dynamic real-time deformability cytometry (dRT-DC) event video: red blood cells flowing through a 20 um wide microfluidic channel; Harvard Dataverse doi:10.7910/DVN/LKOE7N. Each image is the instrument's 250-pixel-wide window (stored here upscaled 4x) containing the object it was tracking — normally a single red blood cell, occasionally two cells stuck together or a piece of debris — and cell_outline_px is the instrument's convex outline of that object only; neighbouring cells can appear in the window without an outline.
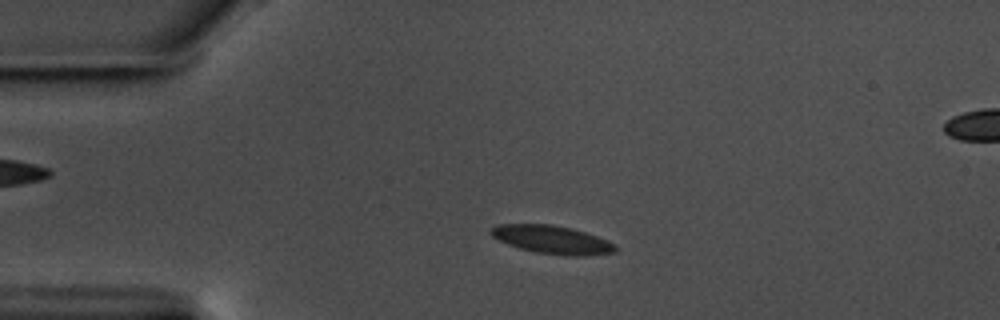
{"species": "common noctule bat (a hibernating species)", "species_latin": "Nyctalus noctula", "temperature_condition": "warm", "stored_images_in_passage": 55, "camera_frame_rate_fps": 3000, "um_per_image_px": 0.085, "animal": {"sex": "male", "body_mass_g": 17.5, "forearm_length_mm": 52.3}, "frame": {"image": 1, "passage_image": 11, "time_ms": 3.333, "image_size_px": [1000, 320], "cell_outline_px": [[616, 252], [588, 256], [564, 256], [536, 252], [520, 248], [508, 244], [492, 236], [488, 232], [488, 228], [496, 224], [552, 224], [572, 228], [596, 236], [616, 244]], "centroid_in_image_um": [46.91, 20.37], "position_along_channel_um": 38.1, "area_um2": 20.63}}
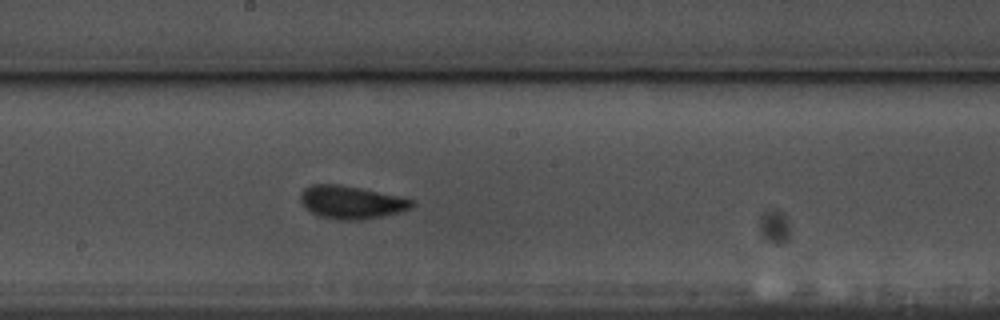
{"frame": {"image": 2, "passage_image": 29, "time_ms": 9.333, "image_size_px": [1000, 320], "cell_outline_px": [[412, 208], [400, 212], [360, 220], [340, 220], [320, 216], [304, 208], [300, 200], [300, 192], [304, 188], [312, 184], [340, 184], [360, 188], [396, 196], [412, 200]], "centroid_in_image_um": [29.79, 17.19], "position_along_channel_um": 218.4, "area_um2": 21.15}}
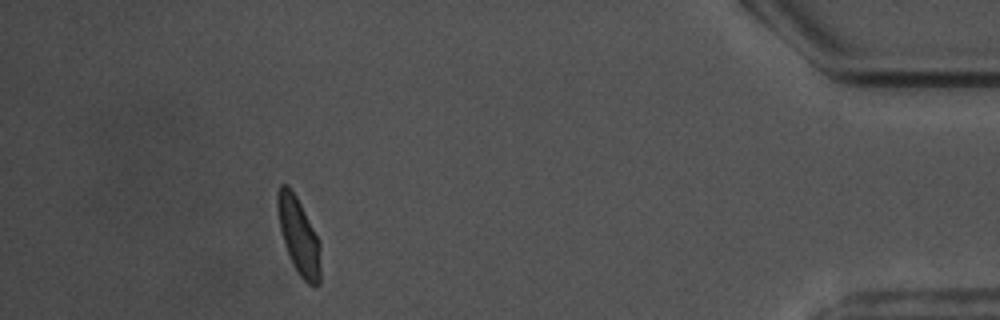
{"frame": {"image": 3, "passage_image": 50, "time_ms": 16.333, "image_size_px": [1000, 320], "cell_outline_px": [[320, 284], [316, 288], [308, 284], [300, 276], [284, 244], [280, 228], [276, 208], [276, 192], [280, 184], [288, 184], [296, 196], [320, 244]], "centroid_in_image_um": [25.37, 20.04], "position_along_channel_um": 409.8, "area_um2": 18.96}, "authors_computed_cell_mechanics": {"area_um2": 19.7676, "velocity_mm_per_s": 3.5558, "shape_relaxation_time_tau1_ms": 4.2628, "shape_relaxation_time_tau2_ms": 0.9168, "deformation_change_tau1": 0.1036, "deformation_change_tau2": 0.0493}}